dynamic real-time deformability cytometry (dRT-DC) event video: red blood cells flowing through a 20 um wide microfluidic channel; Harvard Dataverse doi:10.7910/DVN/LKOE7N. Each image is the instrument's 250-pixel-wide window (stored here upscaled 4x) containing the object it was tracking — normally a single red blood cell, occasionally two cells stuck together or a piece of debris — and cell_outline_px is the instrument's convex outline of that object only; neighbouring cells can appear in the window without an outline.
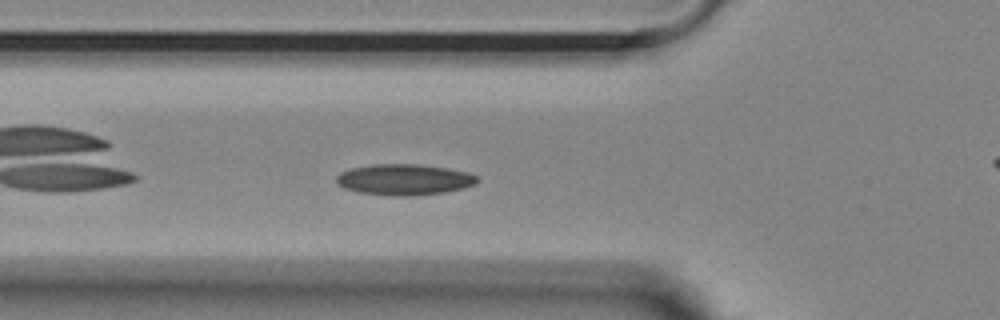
{"species": "Egyptian fruit bat (a non-hibernating species)", "species_latin": "Rousettus aegyptiacus", "temperature_condition": "room temperature", "stored_images_in_passage": 42, "camera_frame_rate_fps": 3000, "um_per_image_px": 0.085, "animal": {"sex": "female"}, "frame": {"image": 1, "passage_image": 5, "time_ms": 1.333, "image_size_px": [1000, 320], "cell_outline_px": [[480, 180], [476, 184], [464, 188], [444, 192], [412, 196], [396, 196], [360, 192], [344, 188], [336, 184], [336, 176], [340, 172], [352, 168], [372, 164], [420, 164], [448, 168], [468, 172], [480, 176]], "centroid_in_image_um": [34.4, 15.26], "position_along_channel_um": 91.4, "area_um2": 25.66}}
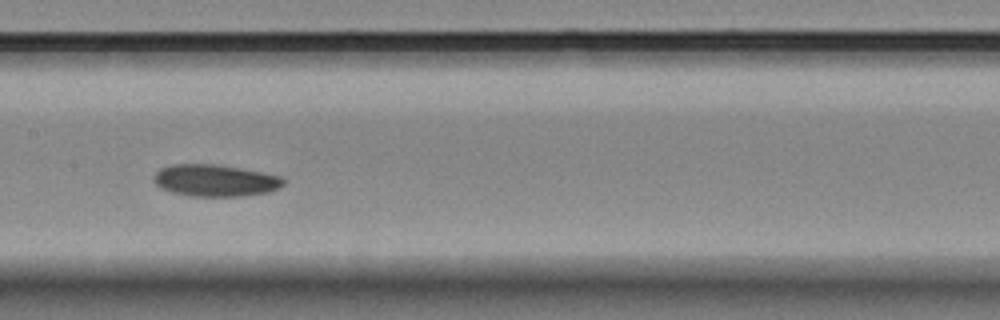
{"frame": {"image": 2, "passage_image": 13, "time_ms": 4.0, "image_size_px": [1000, 320], "cell_outline_px": [[284, 184], [280, 188], [268, 192], [244, 196], [188, 196], [172, 192], [160, 188], [152, 180], [152, 176], [160, 168], [172, 164], [216, 164], [240, 168], [280, 176], [284, 180]], "centroid_in_image_um": [18.25, 15.34], "position_along_channel_um": 189.1, "area_um2": 24.22}}
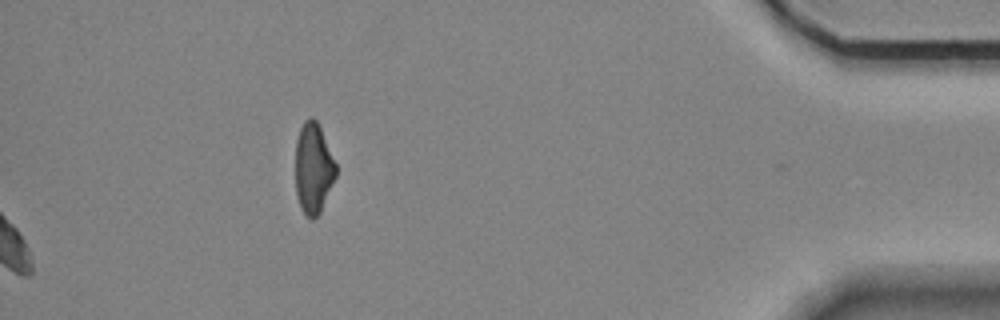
{"frame": {"image": 3, "passage_image": 42, "time_ms": 13.667, "image_size_px": [1000, 320], "cell_outline_px": [[336, 176], [320, 212], [312, 220], [300, 208], [296, 196], [296, 140], [300, 128], [304, 120], [312, 116], [316, 120], [320, 128], [336, 164]], "centroid_in_image_um": [26.62, 14.3], "position_along_channel_um": 408.6, "area_um2": 21.15}, "authors_computed_cell_mechanics": {"area_um2": 23.9581, "velocity_mm_per_s": 3.6406, "shape_relaxation_time_tau1_ms": null, "shape_relaxation_time_tau2_ms": 6.3484, "deformation_change_tau1": null, "deformation_change_tau2": 0.1097}}